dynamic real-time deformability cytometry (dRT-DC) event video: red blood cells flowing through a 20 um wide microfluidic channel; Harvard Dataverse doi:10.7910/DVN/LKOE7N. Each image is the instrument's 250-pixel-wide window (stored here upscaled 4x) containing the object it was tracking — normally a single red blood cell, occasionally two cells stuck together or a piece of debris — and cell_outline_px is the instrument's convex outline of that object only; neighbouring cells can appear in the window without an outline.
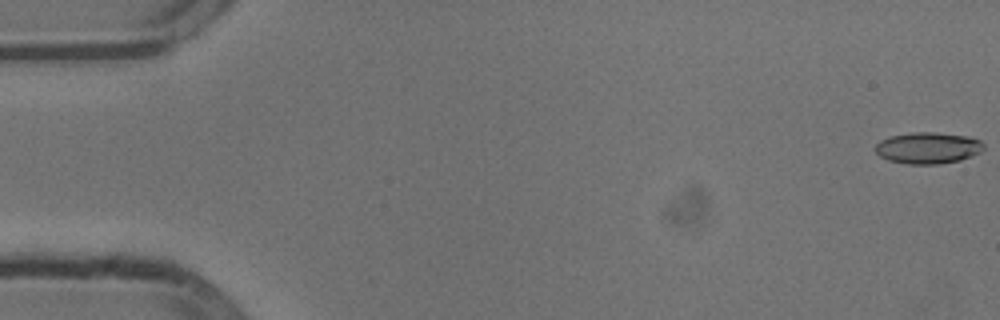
{"species": "common noctule bat (a hibernating species)", "species_latin": "Nyctalus noctula", "temperature_condition": "cold", "stored_images_in_passage": 10, "camera_frame_rate_fps": 3000, "um_per_image_px": 0.085, "animal": {"sex": "male", "body_mass_g": 13.3}, "frame": {"image": 1, "passage_image": 1, "time_ms": 0.0, "image_size_px": [1000, 320], "cell_outline_px": [[984, 148], [980, 152], [960, 160], [936, 164], [908, 164], [888, 160], [880, 156], [876, 152], [876, 144], [880, 140], [892, 136], [912, 132], [936, 132], [968, 136], [980, 140], [984, 144]], "centroid_in_image_um": [78.88, 12.57], "position_along_channel_um": 6.1, "area_um2": 19.77}}